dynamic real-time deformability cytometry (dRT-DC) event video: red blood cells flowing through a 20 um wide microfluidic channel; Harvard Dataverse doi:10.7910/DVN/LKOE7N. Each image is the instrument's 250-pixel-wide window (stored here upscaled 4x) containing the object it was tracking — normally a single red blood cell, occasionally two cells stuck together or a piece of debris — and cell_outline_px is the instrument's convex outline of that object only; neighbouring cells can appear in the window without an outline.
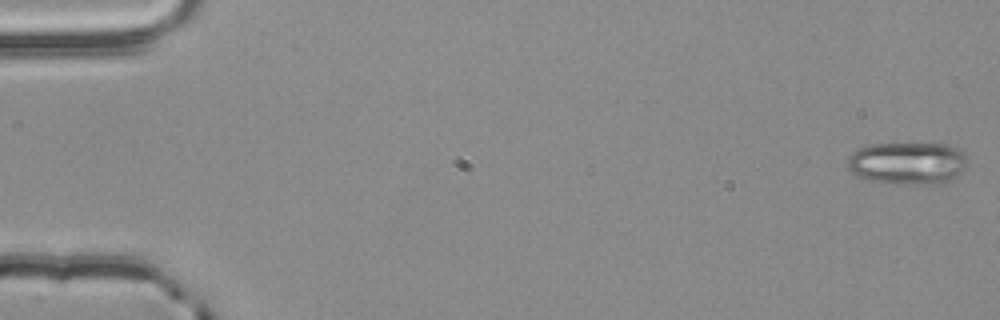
{"species": "common noctule bat (a hibernating species)", "species_latin": "Nyctalus noctula", "temperature_condition": "room temperature", "stored_images_in_passage": 13, "camera_frame_rate_fps": 3000, "um_per_image_px": 0.085, "animal": {"sex": "male", "body_mass_g": 20.4}, "frame": {"image": 1, "passage_image": 1, "time_ms": 0.0, "image_size_px": [1000, 320], "cell_outline_px": [[968, 164], [956, 176], [944, 184], [896, 184], [868, 180], [852, 172], [848, 168], [848, 156], [856, 148], [868, 144], [948, 144], [956, 148], [968, 160]], "centroid_in_image_um": [77.13, 13.87], "position_along_channel_um": 7.9, "area_um2": 29.77}}